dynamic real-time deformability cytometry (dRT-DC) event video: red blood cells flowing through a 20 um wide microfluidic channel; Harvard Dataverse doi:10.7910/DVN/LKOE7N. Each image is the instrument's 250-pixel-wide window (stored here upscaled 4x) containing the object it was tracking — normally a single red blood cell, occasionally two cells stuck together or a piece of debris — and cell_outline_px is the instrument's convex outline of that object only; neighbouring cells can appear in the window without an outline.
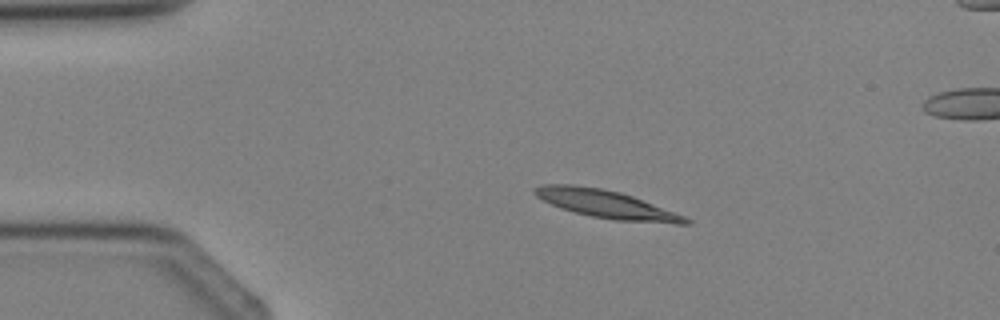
{"species": "Egyptian fruit bat (a non-hibernating species)", "species_latin": "Rousettus aegyptiacus", "temperature_condition": "cold", "stored_images_in_passage": 3, "camera_frame_rate_fps": 3000, "um_per_image_px": 0.085, "animal": {"sex": "female"}, "frame": {"image": 1, "passage_image": 2, "time_ms": 1.0, "image_size_px": [1000, 320], "cell_outline_px": [[692, 224], [676, 224], [616, 220], [592, 216], [560, 208], [536, 196], [532, 192], [532, 188], [544, 184], [572, 184], [600, 188], [620, 192], [632, 196], [684, 216], [692, 220]], "centroid_in_image_um": [51.52, 17.35], "position_along_channel_um": 33.5, "area_um2": 24.33}}